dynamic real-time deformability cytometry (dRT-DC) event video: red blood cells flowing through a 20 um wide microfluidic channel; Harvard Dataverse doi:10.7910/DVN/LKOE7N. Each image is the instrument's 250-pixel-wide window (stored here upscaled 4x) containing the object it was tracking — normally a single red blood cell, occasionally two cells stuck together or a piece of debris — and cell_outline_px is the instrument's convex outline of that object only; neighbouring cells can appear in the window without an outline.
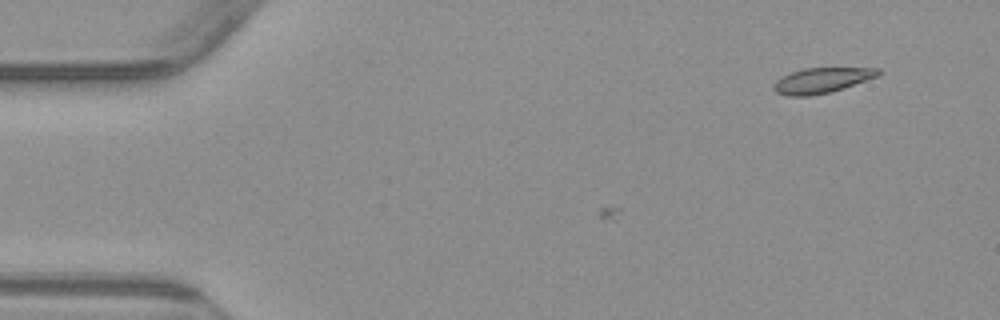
{"species": "common noctule bat (a hibernating species)", "species_latin": "Nyctalus noctula", "temperature_condition": "warm", "stored_images_in_passage": 9, "camera_frame_rate_fps": 3000, "um_per_image_px": 0.085, "animal": {"sex": "male", "body_mass_g": 23.1, "forearm_length_mm": 52.7}, "frame": {"image": 1, "passage_image": 9, "time_ms": 2.667, "image_size_px": [1000, 320], "cell_outline_px": [[880, 76], [832, 92], [808, 96], [788, 96], [776, 92], [772, 88], [772, 84], [776, 80], [792, 72], [804, 68], [880, 68]], "centroid_in_image_um": [69.86, 6.84], "position_along_channel_um": 15.1, "area_um2": 15.49}}